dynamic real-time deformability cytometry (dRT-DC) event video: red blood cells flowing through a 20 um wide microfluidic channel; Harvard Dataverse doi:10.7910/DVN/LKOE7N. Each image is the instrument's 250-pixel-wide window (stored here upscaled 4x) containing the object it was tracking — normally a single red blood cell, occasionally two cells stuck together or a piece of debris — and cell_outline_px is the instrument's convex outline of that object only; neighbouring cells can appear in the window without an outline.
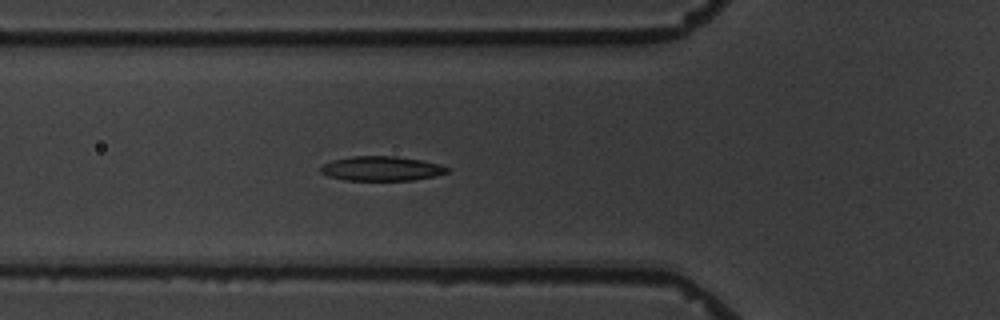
{"species": "common noctule bat (a hibernating species)", "species_latin": "Nyctalus noctula", "temperature_condition": "warm", "stored_images_in_passage": 4, "camera_frame_rate_fps": 3000, "um_per_image_px": 0.085, "animal": {"sex": "male", "body_mass_g": 19.5, "forearm_length_mm": 54.6}, "frame": {"image": 1, "passage_image": 4, "time_ms": 5.0, "image_size_px": [1000, 320], "cell_outline_px": [[452, 168], [448, 172], [436, 176], [412, 180], [344, 180], [328, 176], [320, 172], [320, 168], [324, 164], [332, 160], [352, 156], [396, 156], [420, 160], [440, 164]], "centroid_in_image_um": [32.45, 14.33], "position_along_channel_um": 93.3, "area_um2": 18.15}}